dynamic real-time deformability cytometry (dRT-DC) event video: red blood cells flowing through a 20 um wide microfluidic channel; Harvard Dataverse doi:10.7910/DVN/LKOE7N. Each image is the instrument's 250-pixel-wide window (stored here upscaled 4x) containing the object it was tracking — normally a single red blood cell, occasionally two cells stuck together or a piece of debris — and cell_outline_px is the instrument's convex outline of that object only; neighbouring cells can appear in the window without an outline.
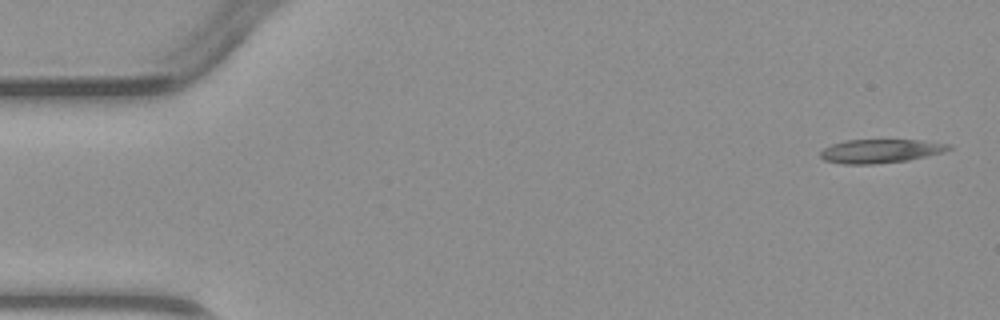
{"species": "common noctule bat (a hibernating species)", "species_latin": "Nyctalus noctula", "temperature_condition": "warm", "stored_images_in_passage": 3, "camera_frame_rate_fps": 3000, "um_per_image_px": 0.085, "animal": {"sex": "male", "body_mass_g": 23.1, "forearm_length_mm": 52.7}, "frame": {"image": 1, "passage_image": 1, "time_ms": 0.0, "image_size_px": [1000, 320], "cell_outline_px": [[952, 148], [944, 152], [908, 160], [872, 164], [844, 164], [824, 160], [820, 156], [820, 152], [824, 148], [832, 144], [844, 140], [920, 140], [948, 144]], "centroid_in_image_um": [74.81, 12.84], "position_along_channel_um": 10.2, "area_um2": 17.63}}
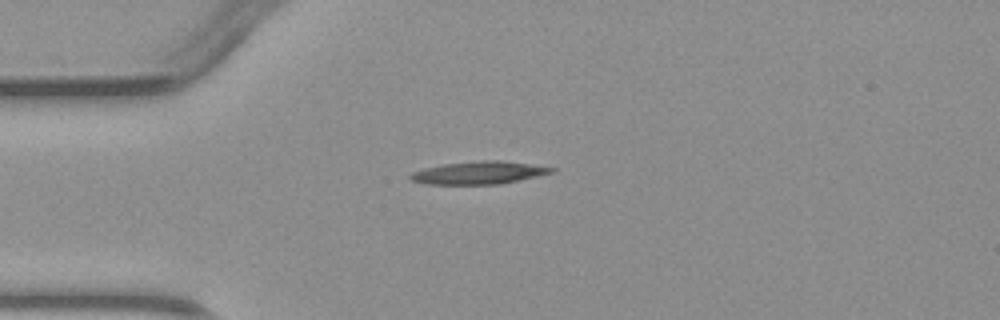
{"frame": {"image": 2, "passage_image": 3, "time_ms": 3.333, "image_size_px": [1000, 320], "cell_outline_px": [[556, 168], [552, 172], [536, 176], [500, 184], [424, 184], [412, 180], [408, 176], [412, 172], [424, 168], [444, 164], [480, 160], [500, 160]], "centroid_in_image_um": [40.65, 14.68], "position_along_channel_um": 44.4, "area_um2": 18.44}}